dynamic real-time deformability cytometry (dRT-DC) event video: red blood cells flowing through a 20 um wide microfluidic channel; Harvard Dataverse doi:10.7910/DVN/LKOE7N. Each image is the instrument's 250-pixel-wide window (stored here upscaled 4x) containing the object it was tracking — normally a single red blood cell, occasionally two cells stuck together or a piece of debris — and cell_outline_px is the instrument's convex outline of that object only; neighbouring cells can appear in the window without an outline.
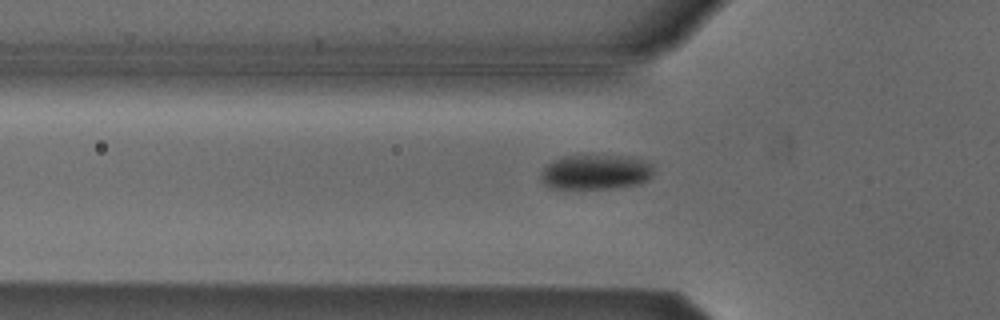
{"species": "Egyptian fruit bat (a non-hibernating species)", "species_latin": "Rousettus aegyptiacus", "temperature_condition": "cold", "stored_images_in_passage": 48, "camera_frame_rate_fps": 3000, "um_per_image_px": 0.085, "animal": {"sex": "male"}, "frame": {"image": 1, "passage_image": 12, "time_ms": 3.667, "image_size_px": [1000, 320], "cell_outline_px": [[652, 176], [648, 180], [640, 184], [616, 188], [548, 188], [544, 184], [540, 176], [544, 168], [552, 160], [564, 156], [616, 156], [640, 160], [652, 164]], "centroid_in_image_um": [50.61, 14.65], "position_along_channel_um": 75.2, "area_um2": 22.66}}
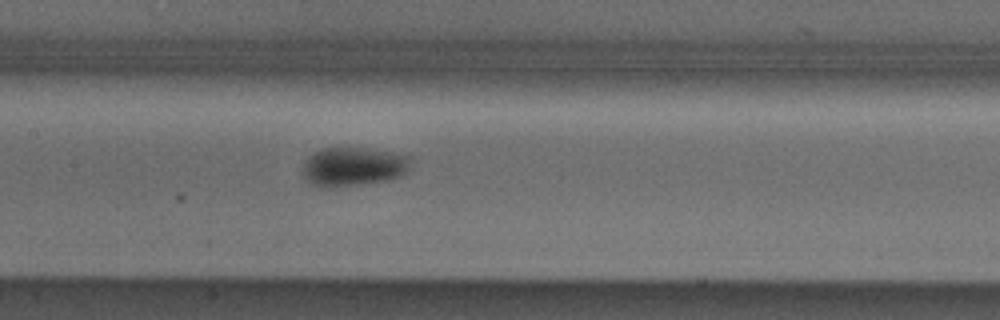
{"frame": {"image": 2, "passage_image": 20, "time_ms": 6.333, "image_size_px": [1000, 320], "cell_outline_px": [[412, 156], [408, 172], [400, 176], [388, 180], [332, 188], [316, 188], [304, 180], [300, 168], [304, 160], [312, 152], [324, 148], [368, 148], [392, 152]], "centroid_in_image_um": [29.96, 14.18], "position_along_channel_um": 177.4, "area_um2": 25.32}}
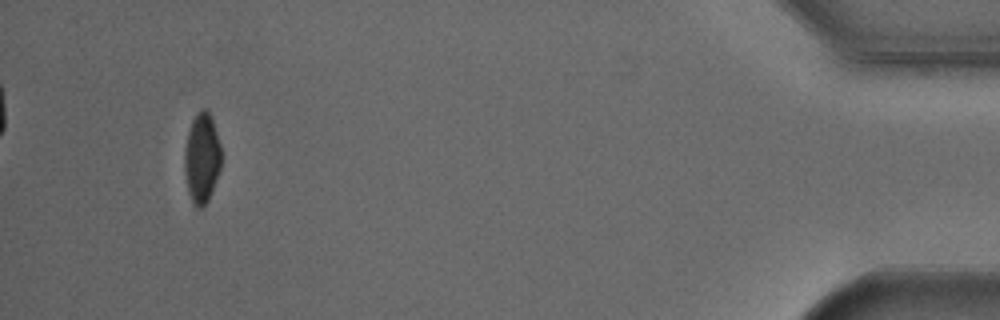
{"frame": {"image": 3, "passage_image": 45, "time_ms": 14.667, "image_size_px": [1000, 320], "cell_outline_px": [[220, 168], [208, 200], [200, 208], [196, 208], [188, 192], [184, 172], [184, 148], [188, 132], [192, 120], [200, 108], [208, 108], [220, 144]], "centroid_in_image_um": [17.13, 13.4], "position_along_channel_um": 418.1, "area_um2": 19.13}, "authors_computed_cell_mechanics": {"area_um2": 21.8773, "velocity_mm_per_s": 3.8181, "shape_relaxation_time_tau1_ms": 3.2698, "shape_relaxation_time_tau2_ms": null, "deformation_change_tau1": 0.0904, "deformation_change_tau2": null}}